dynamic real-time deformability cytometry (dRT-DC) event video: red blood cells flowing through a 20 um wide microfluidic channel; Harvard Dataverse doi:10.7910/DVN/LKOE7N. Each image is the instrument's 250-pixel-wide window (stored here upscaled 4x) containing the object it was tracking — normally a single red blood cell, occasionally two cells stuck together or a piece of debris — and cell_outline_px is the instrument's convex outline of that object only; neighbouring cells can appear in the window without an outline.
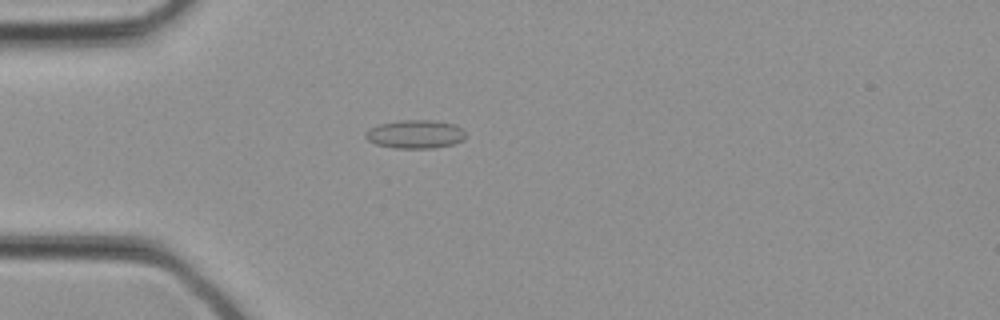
{"species": "common noctule bat (a hibernating species)", "species_latin": "Nyctalus noctula", "temperature_condition": "cold", "stored_images_in_passage": 33, "camera_frame_rate_fps": 3000, "um_per_image_px": 0.085, "animal": {"sex": "female", "body_mass_g": 21.9}, "frame": {"image": 1, "passage_image": 9, "time_ms": 2.667, "image_size_px": [1000, 320], "cell_outline_px": [[464, 140], [452, 144], [432, 148], [392, 148], [376, 144], [368, 140], [364, 136], [364, 132], [368, 128], [380, 124], [400, 120], [432, 120], [452, 124], [460, 128], [464, 132]], "centroid_in_image_um": [35.24, 11.41], "position_along_channel_um": 49.8, "area_um2": 16.53}}
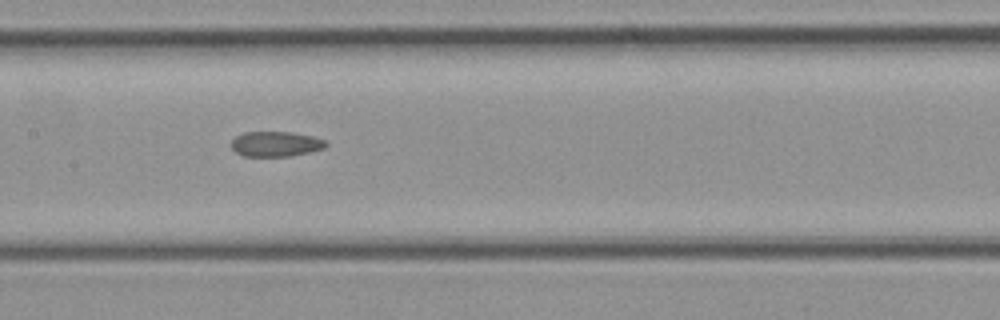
{"frame": {"image": 2, "passage_image": 16, "time_ms": 5.0, "image_size_px": [1000, 320], "cell_outline_px": [[328, 144], [324, 148], [312, 152], [292, 156], [244, 156], [236, 152], [232, 148], [232, 140], [236, 136], [244, 132], [292, 132], [312, 136], [324, 140]], "centroid_in_image_um": [23.46, 12.24], "position_along_channel_um": 183.9, "area_um2": 13.87}}
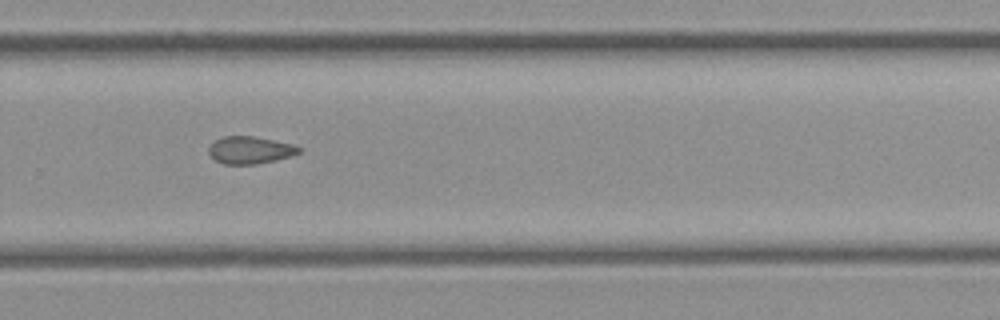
{"frame": {"image": 3, "passage_image": 22, "time_ms": 7.0, "image_size_px": [1000, 320], "cell_outline_px": [[300, 152], [276, 160], [256, 164], [224, 164], [216, 160], [208, 152], [208, 148], [216, 140], [224, 136], [252, 136], [292, 144], [300, 148]], "centroid_in_image_um": [21.23, 12.76], "position_along_channel_um": 308.6, "area_um2": 14.05}}